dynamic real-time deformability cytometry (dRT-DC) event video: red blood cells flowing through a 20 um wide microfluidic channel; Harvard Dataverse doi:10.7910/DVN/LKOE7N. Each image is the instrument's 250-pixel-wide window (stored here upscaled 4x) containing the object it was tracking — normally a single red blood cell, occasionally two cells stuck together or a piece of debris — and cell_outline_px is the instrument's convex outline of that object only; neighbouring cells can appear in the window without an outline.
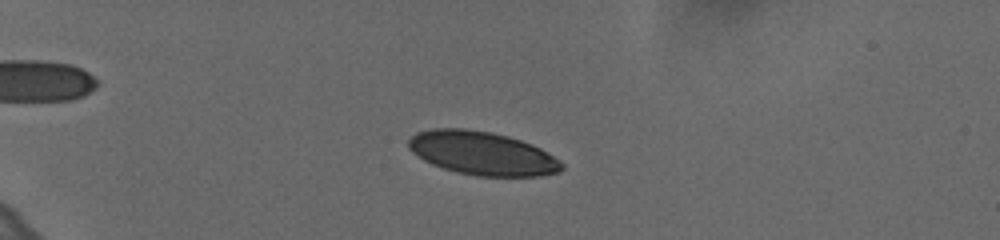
{"species": "human", "species_latin": "Homo sapiens", "temperature_condition": "cold", "stored_images_in_passage": 55, "camera_frame_rate_fps": 3000, "um_per_image_px": 0.085, "donor": {"sex": "female"}, "frame": {"image": 1, "passage_image": 13, "time_ms": 4.0, "image_size_px": [1000, 240], "cell_outline_px": [[564, 168], [560, 172], [540, 176], [476, 176], [456, 172], [432, 164], [424, 160], [412, 152], [408, 148], [408, 140], [416, 132], [432, 128], [464, 128], [492, 132], [508, 136], [532, 144], [540, 148], [560, 160], [564, 164]], "centroid_in_image_um": [40.99, 13.02], "position_along_channel_um": 44.0, "area_um2": 39.02}}
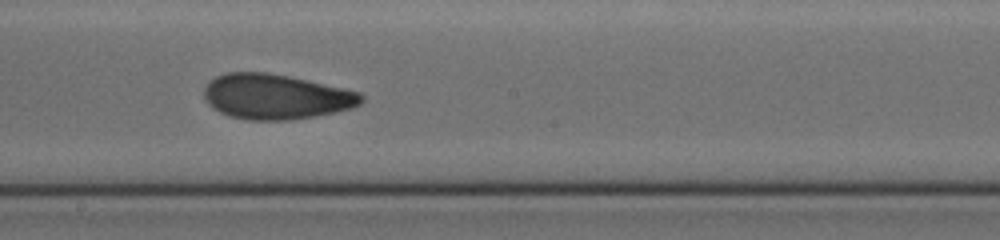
{"frame": {"image": 2, "passage_image": 33, "time_ms": 10.667, "image_size_px": [1000, 240], "cell_outline_px": [[364, 100], [360, 104], [352, 108], [336, 112], [316, 116], [292, 120], [248, 120], [228, 116], [212, 108], [204, 100], [204, 88], [208, 80], [216, 76], [228, 72], [268, 72], [288, 76], [360, 92], [364, 96]], "centroid_in_image_um": [23.42, 8.22], "position_along_channel_um": 224.8, "area_um2": 41.62}}
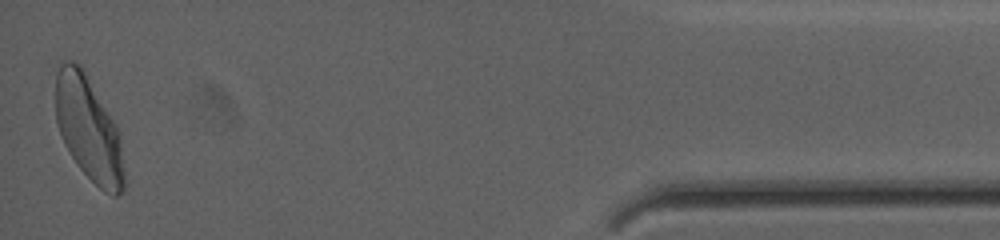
{"frame": {"image": 3, "passage_image": 55, "time_ms": 18.0, "image_size_px": [1000, 240], "cell_outline_px": [[124, 188], [116, 196], [112, 196], [104, 192], [76, 164], [64, 144], [56, 120], [56, 72], [60, 64], [68, 60], [72, 60], [80, 64], [116, 124], [120, 140], [124, 172]], "centroid_in_image_um": [7.52, 10.94], "position_along_channel_um": 427.7, "area_um2": 41.33}, "authors_computed_cell_mechanics": {"area_um2": 40.1132, "velocity_mm_per_s": 3.6226, "shape_relaxation_time_tau1_ms": 5.5873, "shape_relaxation_time_tau2_ms": 1.9321, "deformation_change_tau1": 0.1558, "deformation_change_tau2": 0.0772}}